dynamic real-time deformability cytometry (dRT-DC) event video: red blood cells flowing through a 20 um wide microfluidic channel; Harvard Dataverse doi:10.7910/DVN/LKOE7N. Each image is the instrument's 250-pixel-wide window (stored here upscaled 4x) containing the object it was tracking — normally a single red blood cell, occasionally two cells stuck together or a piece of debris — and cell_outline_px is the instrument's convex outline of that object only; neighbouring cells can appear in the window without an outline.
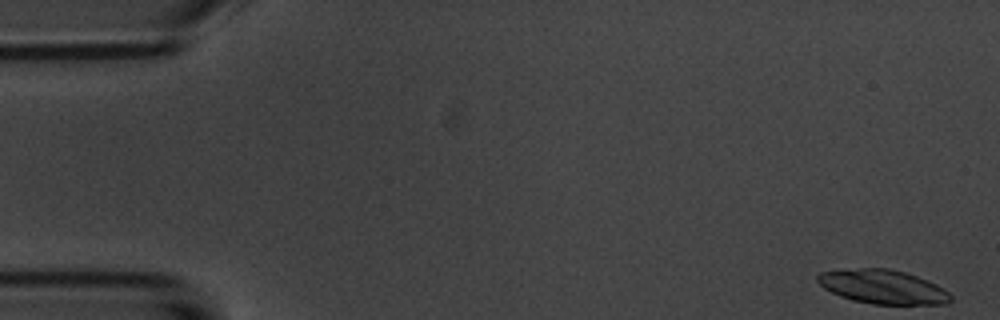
{"species": "common noctule bat (a hibernating species)", "species_latin": "Nyctalus noctula", "temperature_condition": "room temperature", "stored_images_in_passage": 5, "camera_frame_rate_fps": 3000, "um_per_image_px": 0.085, "animal": {"sex": "male", "body_mass_g": 20.1, "forearm_length_mm": 53.5}, "frame": {"image": 1, "passage_image": 1, "time_ms": 0.0, "image_size_px": [1000, 320], "cell_outline_px": [[952, 300], [944, 304], [872, 304], [852, 300], [840, 296], [824, 288], [816, 280], [816, 276], [820, 272], [860, 268], [888, 268], [904, 272], [928, 280], [944, 288], [952, 296]], "centroid_in_image_um": [75.05, 24.38], "position_along_channel_um": 10.0, "area_um2": 26.3}}